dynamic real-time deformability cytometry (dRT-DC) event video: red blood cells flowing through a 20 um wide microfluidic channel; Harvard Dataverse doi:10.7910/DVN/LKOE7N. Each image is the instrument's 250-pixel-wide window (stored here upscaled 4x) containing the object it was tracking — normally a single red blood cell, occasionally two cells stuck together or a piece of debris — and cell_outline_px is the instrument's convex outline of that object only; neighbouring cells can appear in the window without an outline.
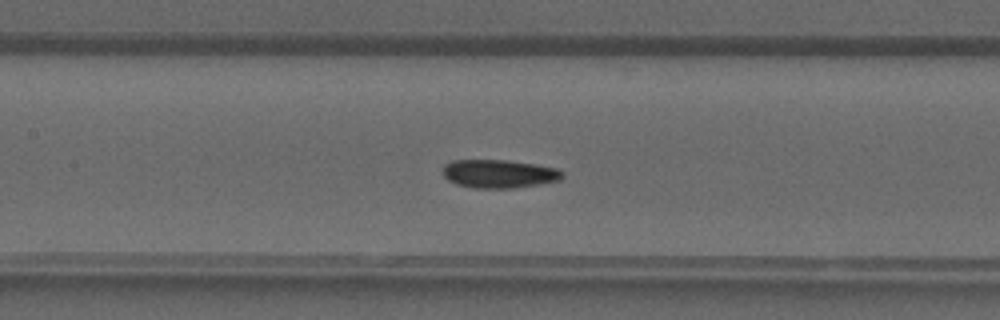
{"species": "common noctule bat (a hibernating species)", "species_latin": "Nyctalus noctula", "temperature_condition": "warm", "stored_images_in_passage": 40, "camera_frame_rate_fps": 3000, "um_per_image_px": 0.085, "animal": {"sex": "male", "forearm_length_mm": 52.5}, "frame": {"image": 1, "passage_image": 19, "time_ms": 6.0, "image_size_px": [1000, 320], "cell_outline_px": [[564, 176], [560, 180], [512, 188], [472, 188], [456, 184], [448, 180], [440, 172], [444, 164], [452, 160], [504, 160], [536, 164], [556, 168], [564, 172]], "centroid_in_image_um": [42.36, 14.76], "position_along_channel_um": 165.0, "area_um2": 19.88}}
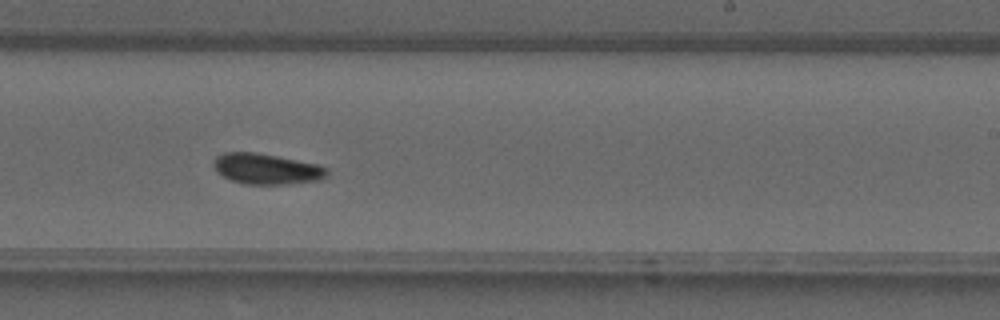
{"frame": {"image": 2, "passage_image": 25, "time_ms": 8.0, "image_size_px": [1000, 320], "cell_outline_px": [[328, 176], [324, 180], [280, 184], [244, 184], [232, 180], [216, 172], [212, 164], [212, 160], [216, 156], [224, 152], [256, 152], [316, 164], [328, 168]], "centroid_in_image_um": [22.64, 14.35], "position_along_channel_um": 266.4, "area_um2": 20.35}}
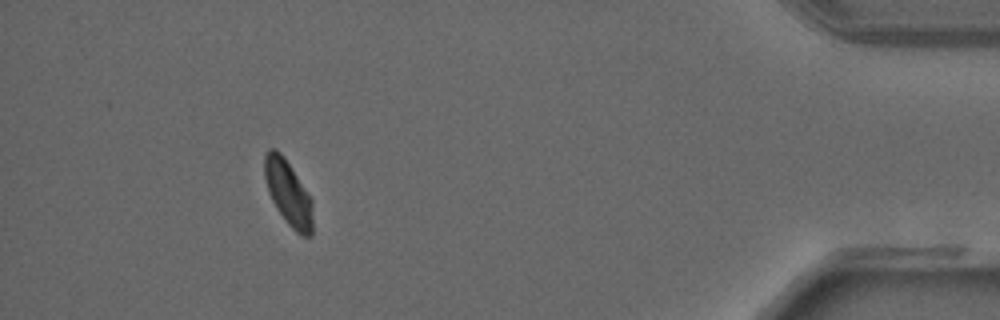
{"frame": {"image": 3, "passage_image": 37, "time_ms": 12.0, "image_size_px": [1000, 320], "cell_outline_px": [[312, 236], [300, 236], [288, 224], [276, 208], [268, 192], [264, 176], [264, 156], [268, 148], [276, 148], [284, 156], [312, 200]], "centroid_in_image_um": [24.48, 16.39], "position_along_channel_um": 410.7, "area_um2": 18.26}}